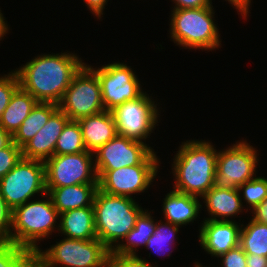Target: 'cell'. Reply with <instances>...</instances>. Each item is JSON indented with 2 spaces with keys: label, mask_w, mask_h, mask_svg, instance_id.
<instances>
[{
  "label": "cell",
  "mask_w": 267,
  "mask_h": 267,
  "mask_svg": "<svg viewBox=\"0 0 267 267\" xmlns=\"http://www.w3.org/2000/svg\"><path fill=\"white\" fill-rule=\"evenodd\" d=\"M86 64L75 53L40 54L16 68L19 86L38 102L58 104L73 77Z\"/></svg>",
  "instance_id": "1"
},
{
  "label": "cell",
  "mask_w": 267,
  "mask_h": 267,
  "mask_svg": "<svg viewBox=\"0 0 267 267\" xmlns=\"http://www.w3.org/2000/svg\"><path fill=\"white\" fill-rule=\"evenodd\" d=\"M209 140L182 142L173 158V190L202 198L214 185L218 150Z\"/></svg>",
  "instance_id": "2"
},
{
  "label": "cell",
  "mask_w": 267,
  "mask_h": 267,
  "mask_svg": "<svg viewBox=\"0 0 267 267\" xmlns=\"http://www.w3.org/2000/svg\"><path fill=\"white\" fill-rule=\"evenodd\" d=\"M136 199L127 196L110 195L99 188L93 207L97 239L113 251L135 226L144 211Z\"/></svg>",
  "instance_id": "3"
},
{
  "label": "cell",
  "mask_w": 267,
  "mask_h": 267,
  "mask_svg": "<svg viewBox=\"0 0 267 267\" xmlns=\"http://www.w3.org/2000/svg\"><path fill=\"white\" fill-rule=\"evenodd\" d=\"M42 197L41 200H29L12 211L11 243L36 252L40 249L39 241L58 232L59 213L47 193Z\"/></svg>",
  "instance_id": "4"
},
{
  "label": "cell",
  "mask_w": 267,
  "mask_h": 267,
  "mask_svg": "<svg viewBox=\"0 0 267 267\" xmlns=\"http://www.w3.org/2000/svg\"><path fill=\"white\" fill-rule=\"evenodd\" d=\"M214 6L171 10L170 38L184 49L212 51L220 48L221 39ZM216 48V49H215Z\"/></svg>",
  "instance_id": "5"
},
{
  "label": "cell",
  "mask_w": 267,
  "mask_h": 267,
  "mask_svg": "<svg viewBox=\"0 0 267 267\" xmlns=\"http://www.w3.org/2000/svg\"><path fill=\"white\" fill-rule=\"evenodd\" d=\"M110 250L99 240L65 238L45 250L38 249L36 258L44 267H108Z\"/></svg>",
  "instance_id": "6"
},
{
  "label": "cell",
  "mask_w": 267,
  "mask_h": 267,
  "mask_svg": "<svg viewBox=\"0 0 267 267\" xmlns=\"http://www.w3.org/2000/svg\"><path fill=\"white\" fill-rule=\"evenodd\" d=\"M46 193L45 163L40 160L22 158L0 179V195L12 211Z\"/></svg>",
  "instance_id": "7"
},
{
  "label": "cell",
  "mask_w": 267,
  "mask_h": 267,
  "mask_svg": "<svg viewBox=\"0 0 267 267\" xmlns=\"http://www.w3.org/2000/svg\"><path fill=\"white\" fill-rule=\"evenodd\" d=\"M58 108L76 121L105 111L99 78L86 64L73 77Z\"/></svg>",
  "instance_id": "8"
},
{
  "label": "cell",
  "mask_w": 267,
  "mask_h": 267,
  "mask_svg": "<svg viewBox=\"0 0 267 267\" xmlns=\"http://www.w3.org/2000/svg\"><path fill=\"white\" fill-rule=\"evenodd\" d=\"M151 97L144 92L140 97L128 100L111 111L118 135L146 143L158 126L160 117L158 104Z\"/></svg>",
  "instance_id": "9"
},
{
  "label": "cell",
  "mask_w": 267,
  "mask_h": 267,
  "mask_svg": "<svg viewBox=\"0 0 267 267\" xmlns=\"http://www.w3.org/2000/svg\"><path fill=\"white\" fill-rule=\"evenodd\" d=\"M257 149L246 140L237 141L219 150L215 185L219 188H237L255 178L259 165Z\"/></svg>",
  "instance_id": "10"
},
{
  "label": "cell",
  "mask_w": 267,
  "mask_h": 267,
  "mask_svg": "<svg viewBox=\"0 0 267 267\" xmlns=\"http://www.w3.org/2000/svg\"><path fill=\"white\" fill-rule=\"evenodd\" d=\"M86 65L98 76L105 110L112 111L128 100L140 97L144 91L136 72L124 62H113L93 68Z\"/></svg>",
  "instance_id": "11"
},
{
  "label": "cell",
  "mask_w": 267,
  "mask_h": 267,
  "mask_svg": "<svg viewBox=\"0 0 267 267\" xmlns=\"http://www.w3.org/2000/svg\"><path fill=\"white\" fill-rule=\"evenodd\" d=\"M96 171H111L138 164H161L154 149L142 141L116 135L94 152Z\"/></svg>",
  "instance_id": "12"
},
{
  "label": "cell",
  "mask_w": 267,
  "mask_h": 267,
  "mask_svg": "<svg viewBox=\"0 0 267 267\" xmlns=\"http://www.w3.org/2000/svg\"><path fill=\"white\" fill-rule=\"evenodd\" d=\"M94 153L53 155L45 163L46 188L98 184Z\"/></svg>",
  "instance_id": "13"
},
{
  "label": "cell",
  "mask_w": 267,
  "mask_h": 267,
  "mask_svg": "<svg viewBox=\"0 0 267 267\" xmlns=\"http://www.w3.org/2000/svg\"><path fill=\"white\" fill-rule=\"evenodd\" d=\"M159 165L138 164L111 171H96L98 188L110 195L133 197L145 192L153 184Z\"/></svg>",
  "instance_id": "14"
},
{
  "label": "cell",
  "mask_w": 267,
  "mask_h": 267,
  "mask_svg": "<svg viewBox=\"0 0 267 267\" xmlns=\"http://www.w3.org/2000/svg\"><path fill=\"white\" fill-rule=\"evenodd\" d=\"M199 243L205 252L218 258L228 250L239 246L241 223L232 221H201Z\"/></svg>",
  "instance_id": "15"
},
{
  "label": "cell",
  "mask_w": 267,
  "mask_h": 267,
  "mask_svg": "<svg viewBox=\"0 0 267 267\" xmlns=\"http://www.w3.org/2000/svg\"><path fill=\"white\" fill-rule=\"evenodd\" d=\"M69 120L58 108L37 134L21 148L22 158L45 162L55 155L56 142Z\"/></svg>",
  "instance_id": "16"
},
{
  "label": "cell",
  "mask_w": 267,
  "mask_h": 267,
  "mask_svg": "<svg viewBox=\"0 0 267 267\" xmlns=\"http://www.w3.org/2000/svg\"><path fill=\"white\" fill-rule=\"evenodd\" d=\"M204 208L209 214V218L204 220L212 221H232V218L244 210L242 199L237 188H219L214 185L202 198ZM230 217H232L230 219Z\"/></svg>",
  "instance_id": "17"
},
{
  "label": "cell",
  "mask_w": 267,
  "mask_h": 267,
  "mask_svg": "<svg viewBox=\"0 0 267 267\" xmlns=\"http://www.w3.org/2000/svg\"><path fill=\"white\" fill-rule=\"evenodd\" d=\"M77 121L81 128L84 145L89 152L94 153L118 135L111 111L105 110Z\"/></svg>",
  "instance_id": "18"
},
{
  "label": "cell",
  "mask_w": 267,
  "mask_h": 267,
  "mask_svg": "<svg viewBox=\"0 0 267 267\" xmlns=\"http://www.w3.org/2000/svg\"><path fill=\"white\" fill-rule=\"evenodd\" d=\"M162 202L164 221L178 226L189 225L196 221L203 208L199 197L171 190ZM166 219V220H165Z\"/></svg>",
  "instance_id": "19"
},
{
  "label": "cell",
  "mask_w": 267,
  "mask_h": 267,
  "mask_svg": "<svg viewBox=\"0 0 267 267\" xmlns=\"http://www.w3.org/2000/svg\"><path fill=\"white\" fill-rule=\"evenodd\" d=\"M98 184H77L72 186L46 188L58 213L72 209L93 207Z\"/></svg>",
  "instance_id": "20"
},
{
  "label": "cell",
  "mask_w": 267,
  "mask_h": 267,
  "mask_svg": "<svg viewBox=\"0 0 267 267\" xmlns=\"http://www.w3.org/2000/svg\"><path fill=\"white\" fill-rule=\"evenodd\" d=\"M94 207L72 209L59 214L58 231L65 238L92 240L97 238Z\"/></svg>",
  "instance_id": "21"
},
{
  "label": "cell",
  "mask_w": 267,
  "mask_h": 267,
  "mask_svg": "<svg viewBox=\"0 0 267 267\" xmlns=\"http://www.w3.org/2000/svg\"><path fill=\"white\" fill-rule=\"evenodd\" d=\"M37 103L29 92L19 86L1 115L0 126L13 136Z\"/></svg>",
  "instance_id": "22"
},
{
  "label": "cell",
  "mask_w": 267,
  "mask_h": 267,
  "mask_svg": "<svg viewBox=\"0 0 267 267\" xmlns=\"http://www.w3.org/2000/svg\"><path fill=\"white\" fill-rule=\"evenodd\" d=\"M145 209L136 220L135 226L128 232L122 242L113 250L116 254L137 255L138 247L146 246L147 240L156 228V220L151 211ZM125 242V243H124ZM138 248V249H137Z\"/></svg>",
  "instance_id": "23"
},
{
  "label": "cell",
  "mask_w": 267,
  "mask_h": 267,
  "mask_svg": "<svg viewBox=\"0 0 267 267\" xmlns=\"http://www.w3.org/2000/svg\"><path fill=\"white\" fill-rule=\"evenodd\" d=\"M58 109V104L38 102L28 117L13 135V142L22 148L48 122L50 116Z\"/></svg>",
  "instance_id": "24"
},
{
  "label": "cell",
  "mask_w": 267,
  "mask_h": 267,
  "mask_svg": "<svg viewBox=\"0 0 267 267\" xmlns=\"http://www.w3.org/2000/svg\"><path fill=\"white\" fill-rule=\"evenodd\" d=\"M239 246L246 254L267 257V224L250 219L240 230Z\"/></svg>",
  "instance_id": "25"
},
{
  "label": "cell",
  "mask_w": 267,
  "mask_h": 267,
  "mask_svg": "<svg viewBox=\"0 0 267 267\" xmlns=\"http://www.w3.org/2000/svg\"><path fill=\"white\" fill-rule=\"evenodd\" d=\"M179 228L181 226L171 224L170 222L162 220H156V228L152 236L147 240L145 249L146 250H153L155 254L162 255V252L166 254L168 251V257H171L172 250L175 246L174 243L176 242L175 239L178 237L176 236L180 231ZM173 245V246H171ZM171 246V247H170ZM170 247V248H169ZM167 248V251H166ZM170 249V250H168ZM164 254L162 256H164Z\"/></svg>",
  "instance_id": "26"
},
{
  "label": "cell",
  "mask_w": 267,
  "mask_h": 267,
  "mask_svg": "<svg viewBox=\"0 0 267 267\" xmlns=\"http://www.w3.org/2000/svg\"><path fill=\"white\" fill-rule=\"evenodd\" d=\"M87 151L80 125L76 120H69L63 128L55 145V155L76 154Z\"/></svg>",
  "instance_id": "27"
},
{
  "label": "cell",
  "mask_w": 267,
  "mask_h": 267,
  "mask_svg": "<svg viewBox=\"0 0 267 267\" xmlns=\"http://www.w3.org/2000/svg\"><path fill=\"white\" fill-rule=\"evenodd\" d=\"M35 257L36 252L31 249L0 242V267H26Z\"/></svg>",
  "instance_id": "28"
},
{
  "label": "cell",
  "mask_w": 267,
  "mask_h": 267,
  "mask_svg": "<svg viewBox=\"0 0 267 267\" xmlns=\"http://www.w3.org/2000/svg\"><path fill=\"white\" fill-rule=\"evenodd\" d=\"M241 199L247 207L253 211L267 198V178L256 176L250 181L237 187ZM243 197V198H242Z\"/></svg>",
  "instance_id": "29"
},
{
  "label": "cell",
  "mask_w": 267,
  "mask_h": 267,
  "mask_svg": "<svg viewBox=\"0 0 267 267\" xmlns=\"http://www.w3.org/2000/svg\"><path fill=\"white\" fill-rule=\"evenodd\" d=\"M18 87L19 79L14 70L3 76L0 74V118Z\"/></svg>",
  "instance_id": "30"
},
{
  "label": "cell",
  "mask_w": 267,
  "mask_h": 267,
  "mask_svg": "<svg viewBox=\"0 0 267 267\" xmlns=\"http://www.w3.org/2000/svg\"><path fill=\"white\" fill-rule=\"evenodd\" d=\"M22 159V151L14 142L0 149V179L3 178Z\"/></svg>",
  "instance_id": "31"
},
{
  "label": "cell",
  "mask_w": 267,
  "mask_h": 267,
  "mask_svg": "<svg viewBox=\"0 0 267 267\" xmlns=\"http://www.w3.org/2000/svg\"><path fill=\"white\" fill-rule=\"evenodd\" d=\"M158 265H154L157 267ZM108 267H153L146 258L138 255H122L110 251Z\"/></svg>",
  "instance_id": "32"
},
{
  "label": "cell",
  "mask_w": 267,
  "mask_h": 267,
  "mask_svg": "<svg viewBox=\"0 0 267 267\" xmlns=\"http://www.w3.org/2000/svg\"><path fill=\"white\" fill-rule=\"evenodd\" d=\"M12 228V210L0 195V242H10Z\"/></svg>",
  "instance_id": "33"
},
{
  "label": "cell",
  "mask_w": 267,
  "mask_h": 267,
  "mask_svg": "<svg viewBox=\"0 0 267 267\" xmlns=\"http://www.w3.org/2000/svg\"><path fill=\"white\" fill-rule=\"evenodd\" d=\"M218 258L221 260V267H247L246 253L240 246L228 250Z\"/></svg>",
  "instance_id": "34"
},
{
  "label": "cell",
  "mask_w": 267,
  "mask_h": 267,
  "mask_svg": "<svg viewBox=\"0 0 267 267\" xmlns=\"http://www.w3.org/2000/svg\"><path fill=\"white\" fill-rule=\"evenodd\" d=\"M175 4L172 10L204 8L212 5V0H171Z\"/></svg>",
  "instance_id": "35"
},
{
  "label": "cell",
  "mask_w": 267,
  "mask_h": 267,
  "mask_svg": "<svg viewBox=\"0 0 267 267\" xmlns=\"http://www.w3.org/2000/svg\"><path fill=\"white\" fill-rule=\"evenodd\" d=\"M87 8L94 14L99 20L103 17V11L108 0H83ZM102 15V17H101Z\"/></svg>",
  "instance_id": "36"
},
{
  "label": "cell",
  "mask_w": 267,
  "mask_h": 267,
  "mask_svg": "<svg viewBox=\"0 0 267 267\" xmlns=\"http://www.w3.org/2000/svg\"><path fill=\"white\" fill-rule=\"evenodd\" d=\"M228 1L233 8L239 12L238 14H241L244 19H246L250 13V5L252 0H225Z\"/></svg>",
  "instance_id": "37"
},
{
  "label": "cell",
  "mask_w": 267,
  "mask_h": 267,
  "mask_svg": "<svg viewBox=\"0 0 267 267\" xmlns=\"http://www.w3.org/2000/svg\"><path fill=\"white\" fill-rule=\"evenodd\" d=\"M250 212L252 213V217L250 218L257 222L267 224V198Z\"/></svg>",
  "instance_id": "38"
},
{
  "label": "cell",
  "mask_w": 267,
  "mask_h": 267,
  "mask_svg": "<svg viewBox=\"0 0 267 267\" xmlns=\"http://www.w3.org/2000/svg\"><path fill=\"white\" fill-rule=\"evenodd\" d=\"M247 267H267V257L256 254H246Z\"/></svg>",
  "instance_id": "39"
},
{
  "label": "cell",
  "mask_w": 267,
  "mask_h": 267,
  "mask_svg": "<svg viewBox=\"0 0 267 267\" xmlns=\"http://www.w3.org/2000/svg\"><path fill=\"white\" fill-rule=\"evenodd\" d=\"M13 142V136L0 126V149L8 147Z\"/></svg>",
  "instance_id": "40"
},
{
  "label": "cell",
  "mask_w": 267,
  "mask_h": 267,
  "mask_svg": "<svg viewBox=\"0 0 267 267\" xmlns=\"http://www.w3.org/2000/svg\"><path fill=\"white\" fill-rule=\"evenodd\" d=\"M1 12L2 11L0 9V41L2 40V38L4 40V36L9 33V24H7V21L5 22V17Z\"/></svg>",
  "instance_id": "41"
},
{
  "label": "cell",
  "mask_w": 267,
  "mask_h": 267,
  "mask_svg": "<svg viewBox=\"0 0 267 267\" xmlns=\"http://www.w3.org/2000/svg\"><path fill=\"white\" fill-rule=\"evenodd\" d=\"M26 267H44V265L35 257Z\"/></svg>",
  "instance_id": "42"
},
{
  "label": "cell",
  "mask_w": 267,
  "mask_h": 267,
  "mask_svg": "<svg viewBox=\"0 0 267 267\" xmlns=\"http://www.w3.org/2000/svg\"><path fill=\"white\" fill-rule=\"evenodd\" d=\"M193 267H204V266H202V264H200L198 261H196ZM205 267H207V266H205Z\"/></svg>",
  "instance_id": "43"
}]
</instances>
